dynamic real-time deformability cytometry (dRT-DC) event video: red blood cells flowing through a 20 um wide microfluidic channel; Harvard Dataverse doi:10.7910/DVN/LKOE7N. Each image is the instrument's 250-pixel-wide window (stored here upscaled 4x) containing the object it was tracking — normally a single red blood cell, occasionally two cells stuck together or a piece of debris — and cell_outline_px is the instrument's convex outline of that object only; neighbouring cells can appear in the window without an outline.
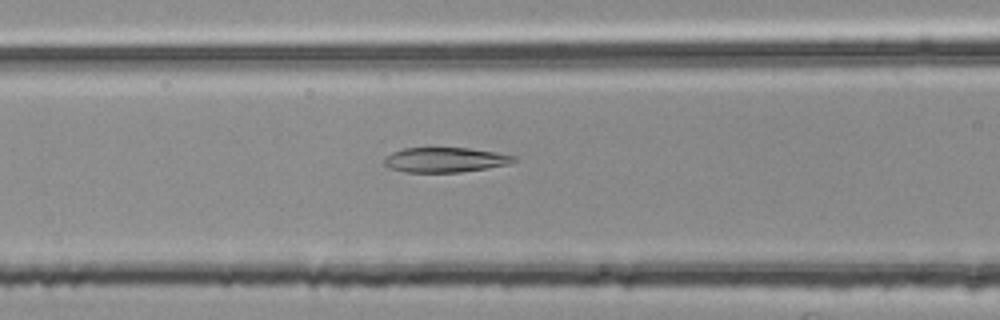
{"species": "common noctule bat (a hibernating species)", "species_latin": "Nyctalus noctula", "temperature_condition": "room temperature", "stored_images_in_passage": 55, "segment_of_instrument_passage": [2, 3], "camera_frame_rate_fps": 3000, "um_per_image_px": 0.085, "animal": {"sex": "female", "body_mass_g": 25.1}, "frame": {"image": 1, "passage_image": 22, "time_ms": 7.0, "image_size_px": [1000, 320], "cell_outline_px": [[516, 160], [508, 164], [488, 168], [460, 172], [404, 172], [388, 168], [384, 164], [384, 160], [392, 152], [404, 148], [468, 148], [496, 152], [516, 156]], "centroid_in_image_um": [37.83, 13.59], "position_along_channel_um": 128.8, "area_um2": 18.73}}
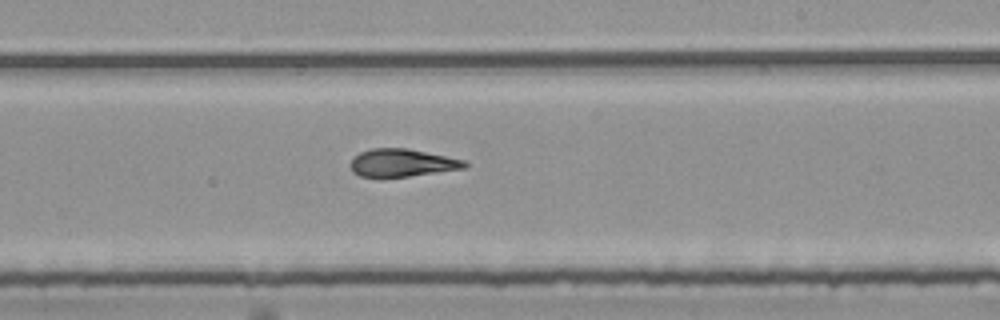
{"frame": {"image": 2, "passage_image": 32, "time_ms": 10.333, "image_size_px": [1000, 320], "cell_outline_px": [[468, 164], [464, 168], [408, 176], [360, 176], [352, 172], [348, 164], [360, 152], [372, 148], [408, 148], [468, 160]], "centroid_in_image_um": [34.19, 13.82], "position_along_channel_um": 254.8, "area_um2": 18.38}}
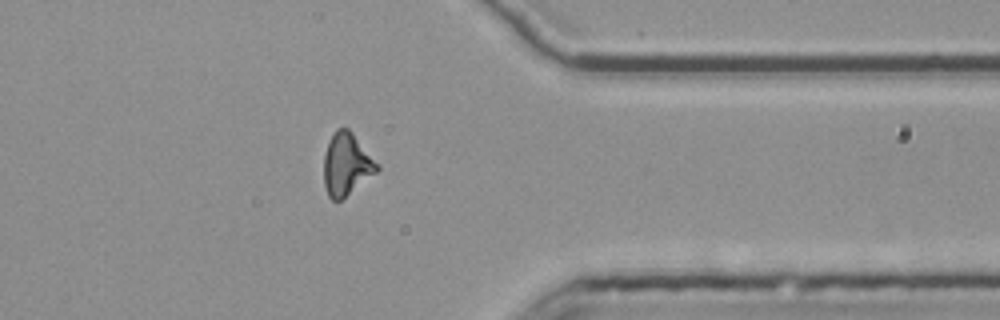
{"frame": {"image": 3, "passage_image": 43, "time_ms": 14.0, "image_size_px": [1000, 320], "cell_outline_px": [[380, 168], [376, 172], [340, 200], [332, 200], [328, 196], [324, 184], [324, 152], [328, 140], [336, 128], [348, 128], [352, 132], [380, 164]], "centroid_in_image_um": [29.44, 13.93], "position_along_channel_um": 382.0, "area_um2": 19.31}}